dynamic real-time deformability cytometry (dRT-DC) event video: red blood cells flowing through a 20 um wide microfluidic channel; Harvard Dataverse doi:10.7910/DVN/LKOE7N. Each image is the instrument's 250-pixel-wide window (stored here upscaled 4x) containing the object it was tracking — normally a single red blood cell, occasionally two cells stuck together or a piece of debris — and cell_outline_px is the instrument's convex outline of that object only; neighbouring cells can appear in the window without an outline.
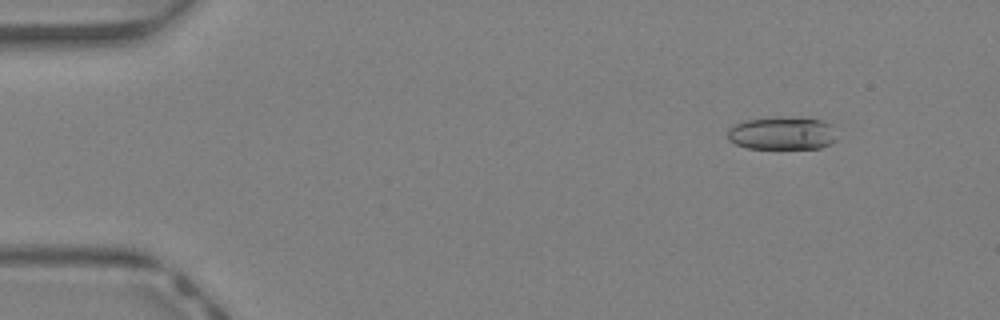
{"species": "Egyptian fruit bat (a non-hibernating species)", "species_latin": "Rousettus aegyptiacus", "temperature_condition": "warm", "stored_images_in_passage": 43, "camera_frame_rate_fps": 3000, "um_per_image_px": 0.085, "animal": {"sex": "female"}, "frame": {"image": 1, "passage_image": 5, "time_ms": 1.333, "image_size_px": [1000, 320], "cell_outline_px": [[836, 140], [820, 148], [748, 148], [736, 144], [728, 140], [728, 128], [744, 120], [820, 120], [832, 124]], "centroid_in_image_um": [66.46, 11.38], "position_along_channel_um": 18.5, "area_um2": 19.88}}
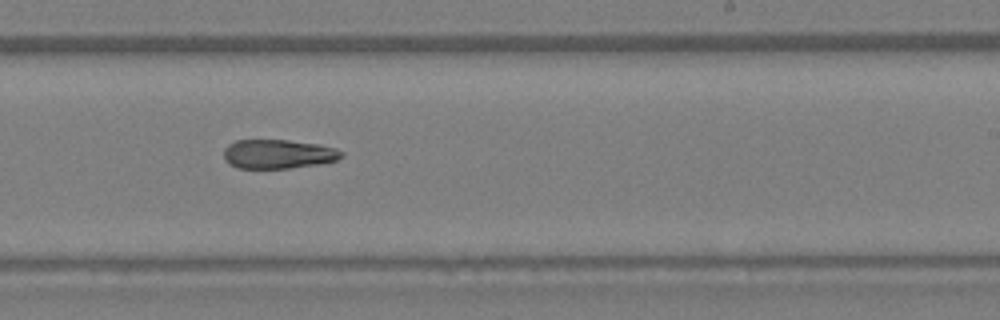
{"frame": {"image": 2, "passage_image": 27, "time_ms": 8.667, "image_size_px": [1000, 320], "cell_outline_px": [[344, 156], [336, 160], [320, 164], [288, 168], [236, 168], [224, 160], [224, 148], [228, 144], [236, 140], [288, 140], [320, 144], [336, 148], [344, 152]], "centroid_in_image_um": [23.66, 13.09], "position_along_channel_um": 265.3, "area_um2": 20.17}}
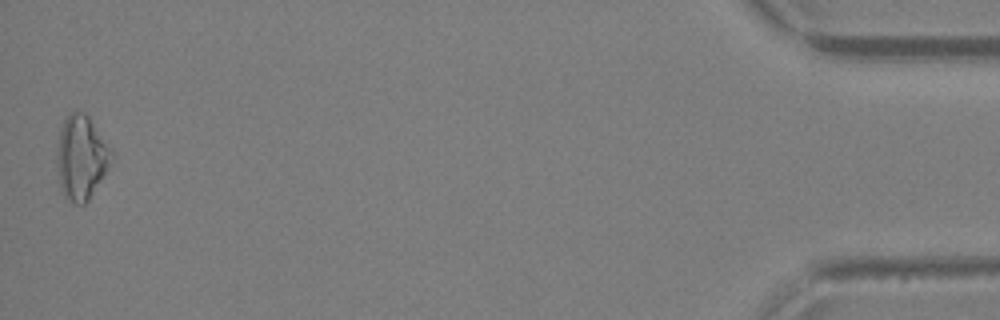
{"frame": {"image": 3, "passage_image": 43, "time_ms": 14.0, "image_size_px": [1000, 320], "cell_outline_px": [[112, 156], [108, 168], [88, 200], [84, 204], [76, 204], [68, 200], [64, 196], [60, 188], [56, 164], [56, 144], [60, 128], [64, 116], [72, 112], [84, 112], [88, 116], [112, 148]], "centroid_in_image_um": [6.87, 13.36], "position_along_channel_um": 428.3, "area_um2": 26.99}, "authors_computed_cell_mechanics": {"area_um2": 21.386, "velocity_mm_per_s": 4.7925, "shape_relaxation_time_tau1_ms": null, "shape_relaxation_time_tau2_ms": 4.7674, "deformation_change_tau1": null, "deformation_change_tau2": 0.1678}}